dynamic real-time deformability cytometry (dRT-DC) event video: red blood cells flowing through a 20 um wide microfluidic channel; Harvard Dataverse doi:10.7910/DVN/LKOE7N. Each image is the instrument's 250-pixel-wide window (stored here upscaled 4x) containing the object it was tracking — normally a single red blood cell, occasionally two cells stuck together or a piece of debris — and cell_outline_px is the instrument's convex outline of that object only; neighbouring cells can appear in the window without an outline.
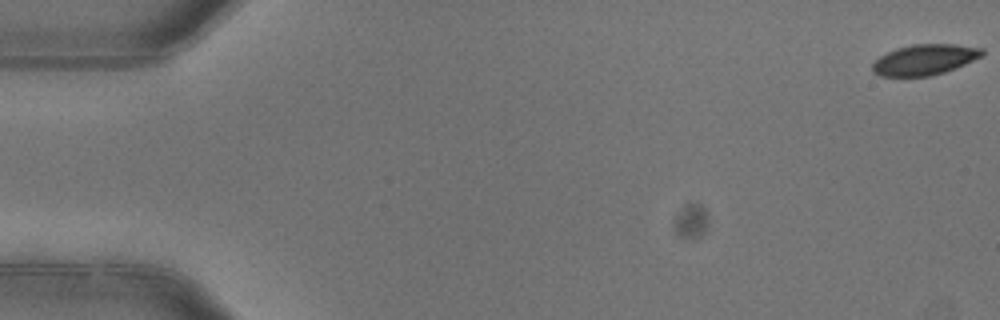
{"species": "common noctule bat (a hibernating species)", "species_latin": "Nyctalus noctula", "temperature_condition": "warm", "stored_images_in_passage": 3, "camera_frame_rate_fps": 3000, "um_per_image_px": 0.085, "animal": {"sex": "female"}, "frame": {"image": 1, "passage_image": 1, "time_ms": 0.0, "image_size_px": [1000, 320], "cell_outline_px": [[984, 56], [956, 68], [932, 76], [880, 76], [872, 72], [872, 64], [880, 56], [896, 48], [912, 44], [956, 44], [984, 48]], "centroid_in_image_um": [78.63, 5.07], "position_along_channel_um": 6.4, "area_um2": 19.77}}
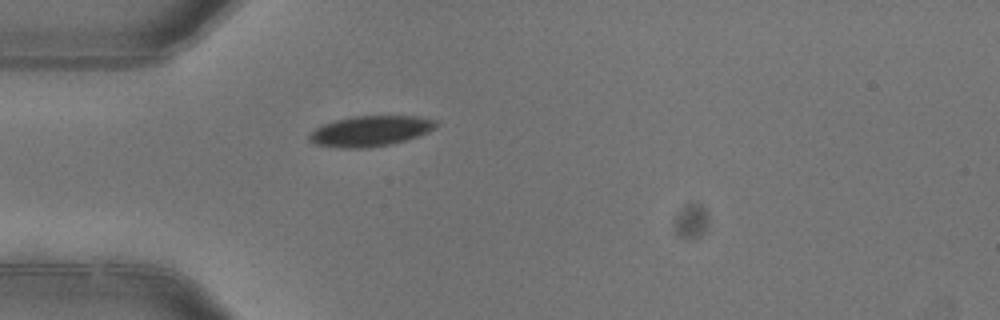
{"frame": {"image": 2, "passage_image": 3, "time_ms": 0.667, "image_size_px": [1000, 320], "cell_outline_px": [[436, 124], [428, 132], [404, 140], [388, 144], [364, 148], [340, 148], [316, 144], [308, 140], [308, 136], [316, 128], [324, 124], [336, 120], [352, 116], [416, 116], [436, 120]], "centroid_in_image_um": [31.44, 11.13], "position_along_channel_um": 53.6, "area_um2": 22.08}}